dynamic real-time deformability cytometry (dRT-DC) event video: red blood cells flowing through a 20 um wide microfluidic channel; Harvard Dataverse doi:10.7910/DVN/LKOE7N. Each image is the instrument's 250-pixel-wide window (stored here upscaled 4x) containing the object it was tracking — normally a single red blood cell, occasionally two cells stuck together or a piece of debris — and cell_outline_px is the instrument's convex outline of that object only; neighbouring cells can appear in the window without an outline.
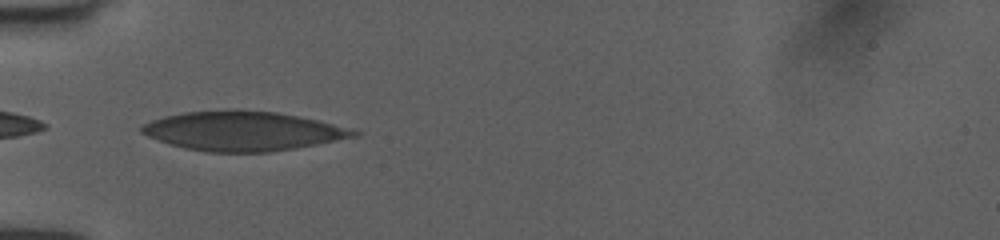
{"species": "human", "species_latin": "Homo sapiens", "temperature_condition": "room temperature", "stored_images_in_passage": 35, "camera_frame_rate_fps": 3000, "um_per_image_px": 0.085, "donor": {"sex": "female"}, "frame": {"image": 1, "passage_image": 1, "time_ms": 0.0, "image_size_px": [1000, 240], "cell_outline_px": [[360, 132], [356, 136], [316, 144], [272, 152], [208, 152], [184, 148], [148, 136], [140, 132], [140, 128], [144, 124], [152, 120], [164, 116], [184, 112], [240, 108], [276, 112], [316, 120], [332, 124]], "centroid_in_image_um": [20.58, 11.12], "position_along_channel_um": 64.4, "area_um2": 48.32}}
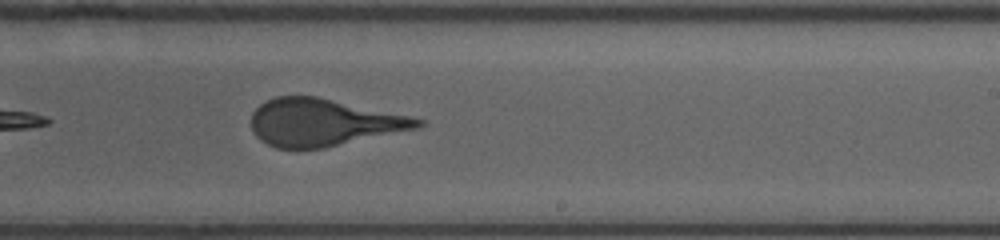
{"frame": {"image": 2, "passage_image": 16, "time_ms": 5.0, "image_size_px": [1000, 240], "cell_outline_px": [[424, 124], [416, 128], [324, 148], [276, 148], [260, 140], [256, 136], [252, 128], [252, 112], [260, 104], [276, 96], [316, 96], [408, 116], [424, 120]], "centroid_in_image_um": [27.43, 10.4], "position_along_channel_um": 261.6, "area_um2": 45.14}}
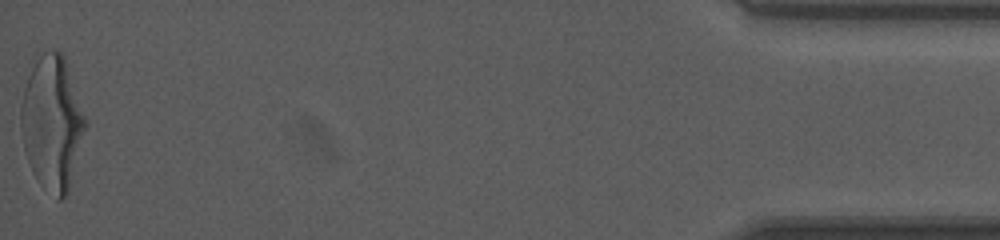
{"frame": {"image": 3, "passage_image": 35, "time_ms": 11.333, "image_size_px": [1000, 240], "cell_outline_px": [[88, 124], [68, 192], [60, 200], [56, 200], [32, 172], [24, 152], [20, 128], [20, 108], [24, 88], [28, 76], [36, 60], [44, 52], [56, 48], [64, 56], [88, 120]], "centroid_in_image_um": [4.45, 10.44], "position_along_channel_um": 430.8, "area_um2": 50.63}}